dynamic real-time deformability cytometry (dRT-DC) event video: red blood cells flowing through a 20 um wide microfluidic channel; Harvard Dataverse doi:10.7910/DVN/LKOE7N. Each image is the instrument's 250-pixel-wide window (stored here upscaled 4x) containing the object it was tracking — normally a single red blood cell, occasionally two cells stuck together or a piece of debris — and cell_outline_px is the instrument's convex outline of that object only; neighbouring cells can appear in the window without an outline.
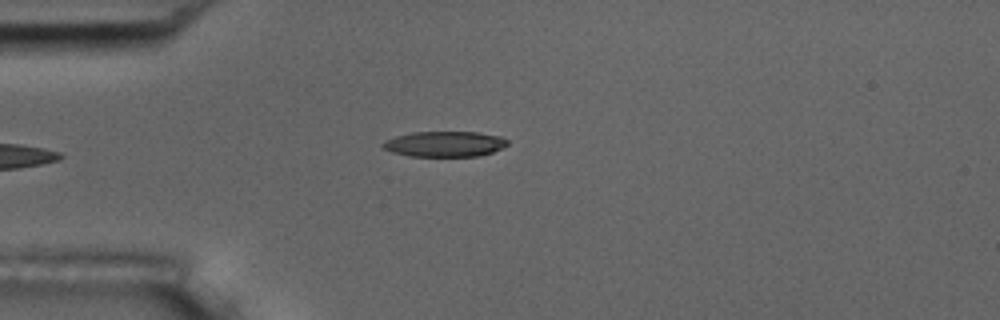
{"species": "common noctule bat (a hibernating species)", "species_latin": "Nyctalus noctula", "temperature_condition": "room temperature", "stored_images_in_passage": 5, "camera_frame_rate_fps": 3000, "um_per_image_px": 0.085, "animal": {"sex": "male", "body_mass_g": 17.5, "forearm_length_mm": 52.3}, "frame": {"image": 1, "passage_image": 5, "time_ms": 4.667, "image_size_px": [1000, 320], "cell_outline_px": [[508, 144], [504, 148], [480, 156], [408, 156], [392, 152], [384, 148], [380, 144], [384, 140], [396, 136], [412, 132], [476, 132], [500, 136], [508, 140]], "centroid_in_image_um": [37.8, 12.24], "position_along_channel_um": 47.2, "area_um2": 18.61}}